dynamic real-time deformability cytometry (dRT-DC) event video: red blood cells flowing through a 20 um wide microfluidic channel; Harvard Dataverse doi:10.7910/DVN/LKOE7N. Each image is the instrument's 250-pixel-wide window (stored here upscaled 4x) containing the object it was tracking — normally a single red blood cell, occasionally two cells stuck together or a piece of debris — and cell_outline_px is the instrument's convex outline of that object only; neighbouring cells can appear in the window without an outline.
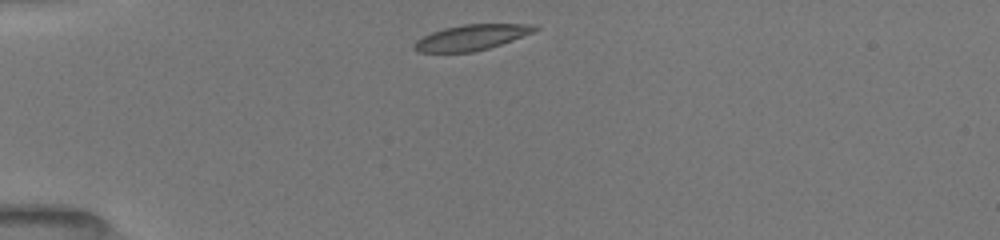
{"species": "common noctule bat (a hibernating species)", "species_latin": "Nyctalus noctula", "temperature_condition": "room temperature", "stored_images_in_passage": 39, "camera_frame_rate_fps": 3000, "um_per_image_px": 0.085, "animal": {"sex": "female", "body_mass_g": 19.5, "forearm_length_mm": 54.1}, "frame": {"image": 1, "passage_image": 1, "time_ms": 0.0, "image_size_px": [1000, 240], "cell_outline_px": [[540, 28], [536, 32], [488, 48], [472, 52], [416, 52], [412, 48], [412, 44], [416, 40], [432, 32], [444, 28], [464, 24], [536, 24]], "centroid_in_image_um": [40.08, 3.17], "position_along_channel_um": 44.9, "area_um2": 18.03}}
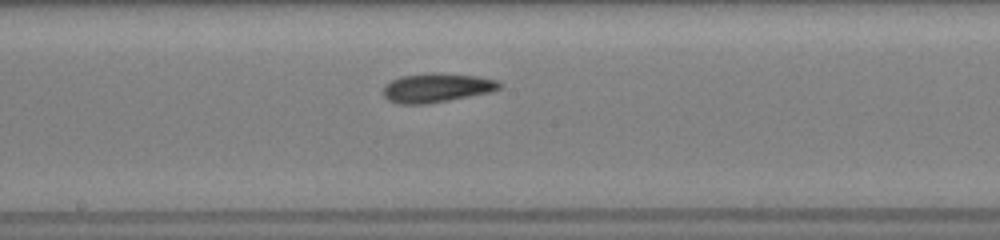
{"frame": {"image": 2, "passage_image": 16, "time_ms": 5.0, "image_size_px": [1000, 240], "cell_outline_px": [[504, 84], [500, 88], [492, 92], [448, 100], [424, 104], [396, 104], [388, 100], [384, 96], [384, 88], [392, 80], [400, 76], [432, 72], [476, 76], [496, 80]], "centroid_in_image_um": [37.14, 7.46], "position_along_channel_um": 211.1, "area_um2": 19.65}}
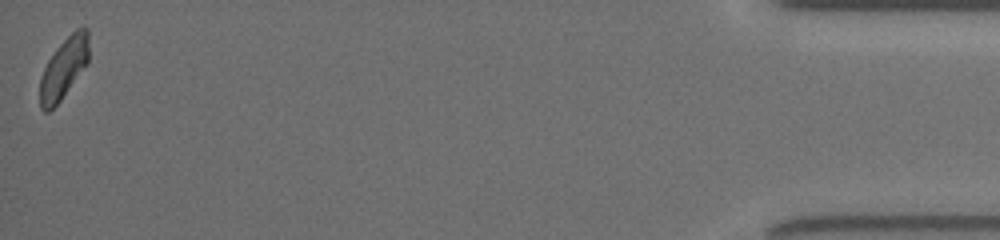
{"frame": {"image": 3, "passage_image": 39, "time_ms": 12.667, "image_size_px": [1000, 240], "cell_outline_px": [[88, 64], [60, 100], [48, 112], [44, 112], [40, 108], [40, 76], [48, 60], [56, 48], [76, 28], [84, 24], [88, 28]], "centroid_in_image_um": [5.43, 5.76], "position_along_channel_um": 429.8, "area_um2": 17.4}, "authors_computed_cell_mechanics": {"area_um2": 18.6116, "velocity_mm_per_s": 3.9553, "shape_relaxation_time_tau1_ms": 3.1139, "shape_relaxation_time_tau2_ms": 3.2397, "deformation_change_tau1": 0.113, "deformation_change_tau2": 0.1049}}